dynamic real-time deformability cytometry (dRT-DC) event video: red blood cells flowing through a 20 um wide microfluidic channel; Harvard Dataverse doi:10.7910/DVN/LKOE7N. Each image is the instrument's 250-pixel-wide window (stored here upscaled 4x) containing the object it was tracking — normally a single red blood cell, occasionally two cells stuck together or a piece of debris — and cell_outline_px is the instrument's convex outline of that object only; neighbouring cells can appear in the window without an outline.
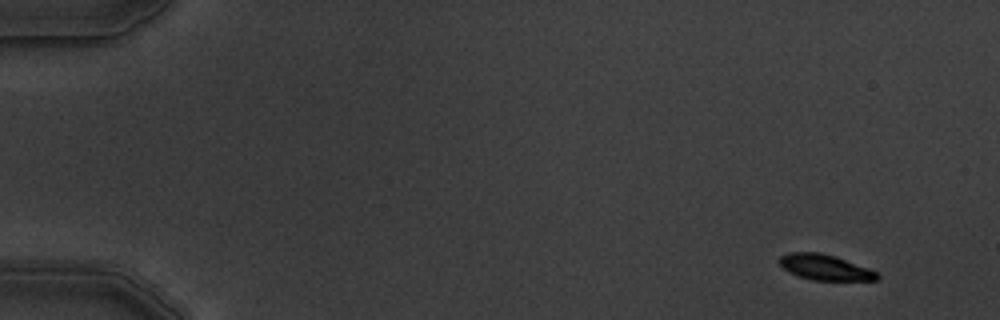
{"species": "common noctule bat (a hibernating species)", "species_latin": "Nyctalus noctula", "temperature_condition": "warm", "stored_images_in_passage": 6, "camera_frame_rate_fps": 3000, "um_per_image_px": 0.085, "animal": {"sex": "male", "body_mass_g": 19.5, "forearm_length_mm": 54.6}, "frame": {"image": 1, "passage_image": 1, "time_ms": 0.0, "image_size_px": [1000, 320], "cell_outline_px": [[880, 280], [812, 280], [788, 272], [780, 264], [780, 256], [788, 252], [820, 252], [836, 256], [868, 268], [876, 272], [880, 276]], "centroid_in_image_um": [70.13, 22.71], "position_along_channel_um": 14.9, "area_um2": 14.51}}
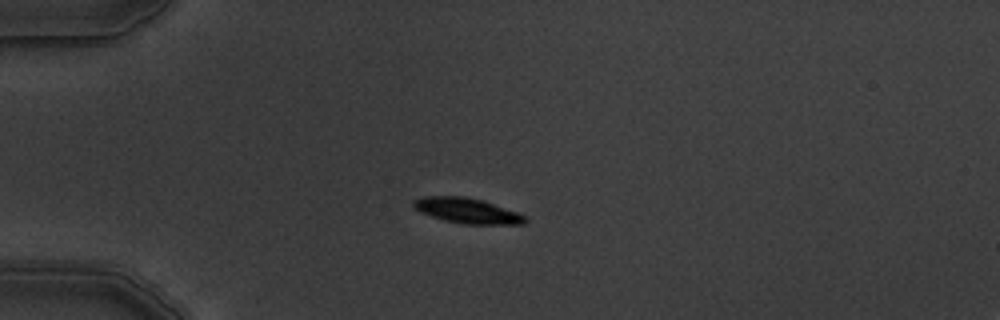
{"frame": {"image": 2, "passage_image": 4, "time_ms": 3.667, "image_size_px": [1000, 320], "cell_outline_px": [[528, 220], [524, 224], [464, 224], [444, 220], [420, 212], [412, 208], [412, 200], [424, 196], [464, 196], [484, 200], [528, 216]], "centroid_in_image_um": [39.71, 17.9], "position_along_channel_um": 45.3, "area_um2": 16.65}}